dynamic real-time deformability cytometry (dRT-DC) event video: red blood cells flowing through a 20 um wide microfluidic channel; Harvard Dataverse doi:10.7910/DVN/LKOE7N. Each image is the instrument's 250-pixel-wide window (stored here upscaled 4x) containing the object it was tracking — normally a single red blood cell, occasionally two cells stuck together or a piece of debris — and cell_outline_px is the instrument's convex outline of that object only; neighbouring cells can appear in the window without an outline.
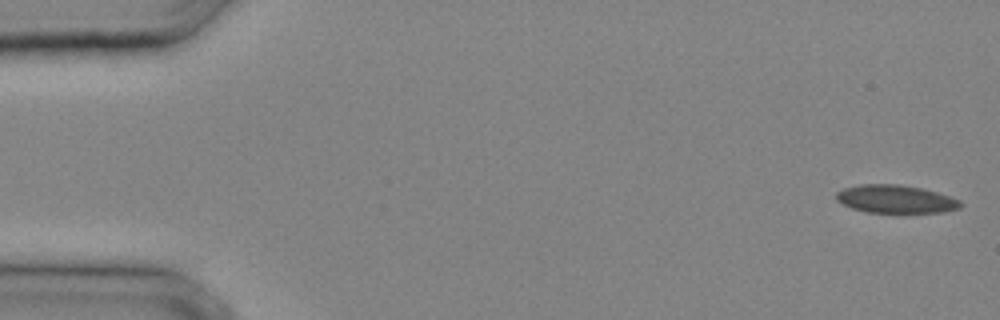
{"species": "common noctule bat (a hibernating species)", "species_latin": "Nyctalus noctula", "temperature_condition": "cold", "stored_images_in_passage": 31, "camera_frame_rate_fps": 3000, "um_per_image_px": 0.085, "animal": {"sex": "male", "body_mass_g": 20.4}, "frame": {"image": 1, "passage_image": 1, "time_ms": 0.0, "image_size_px": [1000, 320], "cell_outline_px": [[964, 204], [960, 208], [944, 212], [868, 212], [852, 208], [836, 200], [836, 192], [844, 188], [860, 184], [900, 184], [924, 188], [960, 200]], "centroid_in_image_um": [76.15, 16.91], "position_along_channel_um": 8.9, "area_um2": 20.29}}
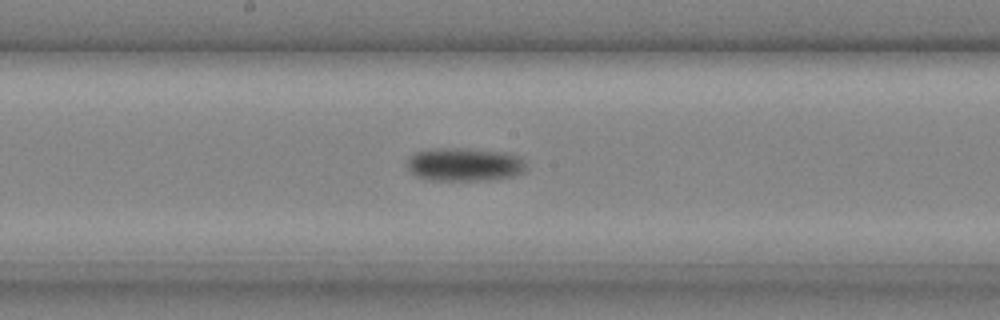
{"frame": {"image": 2, "passage_image": 17, "time_ms": 5.333, "image_size_px": [1000, 320], "cell_outline_px": [[528, 168], [524, 172], [512, 176], [484, 180], [432, 180], [416, 176], [404, 164], [416, 152], [432, 148], [464, 148], [512, 152], [524, 156]], "centroid_in_image_um": [39.57, 13.96], "position_along_channel_um": 208.6, "area_um2": 23.64}}
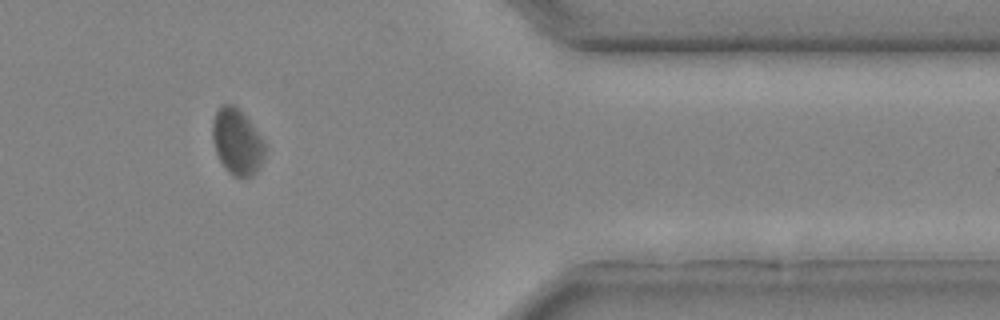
{"frame": {"image": 3, "passage_image": 27, "time_ms": 8.667, "image_size_px": [1000, 320], "cell_outline_px": [[268, 148], [260, 168], [252, 176], [232, 176], [220, 160], [216, 152], [212, 140], [212, 120], [220, 104], [232, 104], [244, 112], [268, 144]], "centroid_in_image_um": [20.2, 12.02], "position_along_channel_um": 391.2, "area_um2": 20.75}}